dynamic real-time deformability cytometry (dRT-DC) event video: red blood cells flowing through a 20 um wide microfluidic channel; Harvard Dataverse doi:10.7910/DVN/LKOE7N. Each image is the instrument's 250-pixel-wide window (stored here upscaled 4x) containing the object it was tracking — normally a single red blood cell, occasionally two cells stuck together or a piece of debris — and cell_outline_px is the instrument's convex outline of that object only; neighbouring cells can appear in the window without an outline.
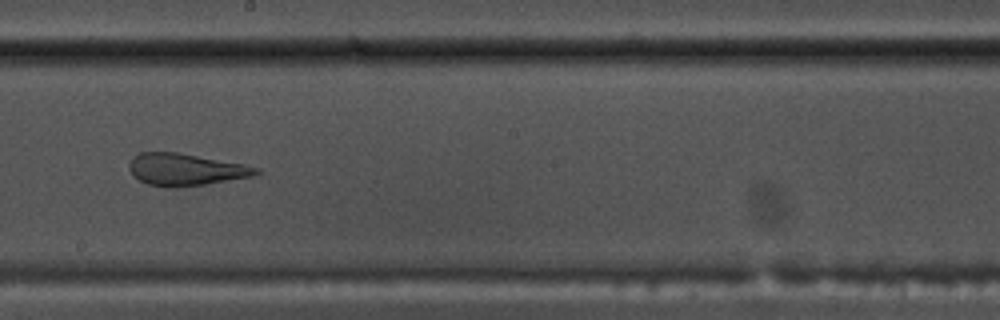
{"species": "common noctule bat (a hibernating species)", "species_latin": "Nyctalus noctula", "temperature_condition": "warm", "stored_images_in_passage": 45, "camera_frame_rate_fps": 3000, "um_per_image_px": 0.085, "animal": {"sex": "male", "body_mass_g": 17.5, "forearm_length_mm": 52.3}, "frame": {"image": 1, "passage_image": 21, "time_ms": 6.667, "image_size_px": [1000, 320], "cell_outline_px": [[260, 172], [252, 176], [204, 184], [176, 188], [168, 188], [148, 184], [132, 176], [128, 168], [128, 164], [132, 156], [140, 152], [176, 152], [244, 164], [256, 168]], "centroid_in_image_um": [15.68, 14.41], "position_along_channel_um": 232.5, "area_um2": 23.64}}
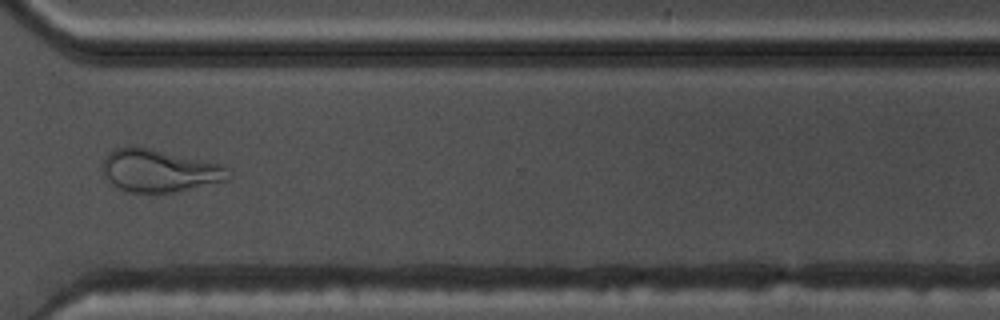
{"frame": {"image": 2, "passage_image": 31, "time_ms": 10.0, "image_size_px": [1000, 320], "cell_outline_px": [[232, 176], [228, 180], [176, 192], [128, 192], [112, 184], [108, 180], [100, 164], [104, 156], [108, 152], [116, 148], [132, 144], [224, 164], [228, 168]], "centroid_in_image_um": [13.55, 14.48], "position_along_channel_um": 357.1, "area_um2": 31.79}}
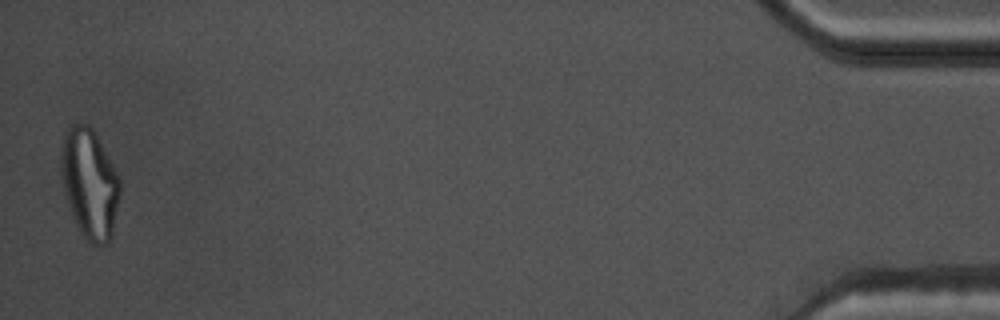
{"frame": {"image": 3, "passage_image": 44, "time_ms": 14.333, "image_size_px": [1000, 320], "cell_outline_px": [[120, 196], [112, 236], [108, 244], [92, 244], [80, 232], [76, 224], [68, 204], [64, 192], [60, 176], [60, 156], [64, 132], [68, 124], [80, 120], [88, 124], [92, 128], [112, 164], [120, 180]], "centroid_in_image_um": [7.59, 15.55], "position_along_channel_um": 427.6, "area_um2": 38.09}}